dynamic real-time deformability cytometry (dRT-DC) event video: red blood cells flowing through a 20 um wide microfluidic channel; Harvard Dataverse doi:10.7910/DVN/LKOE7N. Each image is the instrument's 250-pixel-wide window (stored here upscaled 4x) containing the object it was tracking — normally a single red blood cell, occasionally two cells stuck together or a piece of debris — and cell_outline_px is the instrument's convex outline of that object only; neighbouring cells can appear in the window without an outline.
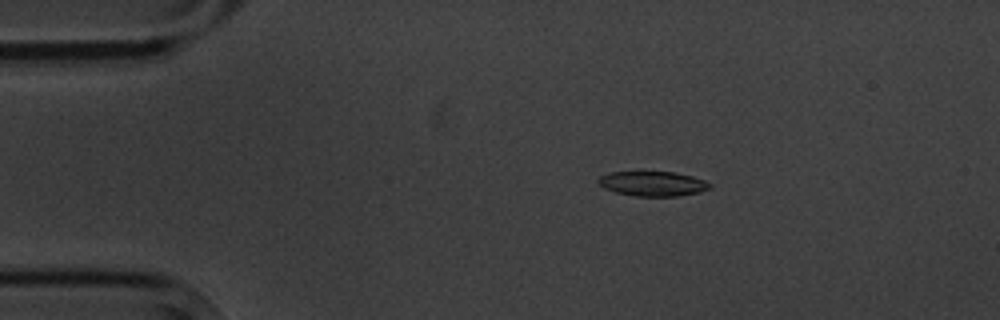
{"species": "common noctule bat (a hibernating species)", "species_latin": "Nyctalus noctula", "temperature_condition": "cold", "stored_images_in_passage": 9, "camera_frame_rate_fps": 3000, "um_per_image_px": 0.085, "animal": {"sex": "male", "body_mass_g": 20.1, "forearm_length_mm": 53.5}, "frame": {"image": 1, "passage_image": 2, "time_ms": 1.0, "image_size_px": [1000, 320], "cell_outline_px": [[712, 188], [700, 192], [676, 196], [636, 196], [616, 192], [604, 188], [596, 180], [600, 176], [612, 172], [676, 172], [692, 176], [704, 180], [712, 184]], "centroid_in_image_um": [55.51, 15.61], "position_along_channel_um": 29.5, "area_um2": 16.07}}
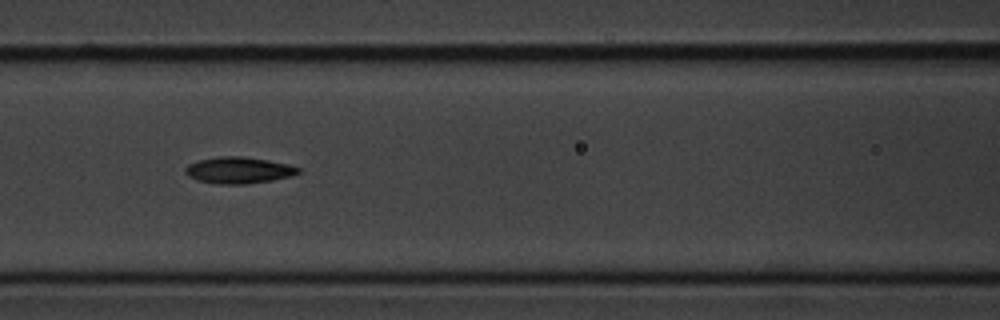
{"frame": {"image": 2, "passage_image": 6, "time_ms": 5.667, "image_size_px": [1000, 320], "cell_outline_px": [[300, 172], [292, 176], [272, 180], [244, 184], [220, 184], [196, 180], [188, 176], [184, 172], [184, 168], [188, 164], [196, 160], [220, 156], [244, 156], [268, 160], [288, 164], [300, 168]], "centroid_in_image_um": [20.25, 14.46], "position_along_channel_um": 146.3, "area_um2": 17.57}}
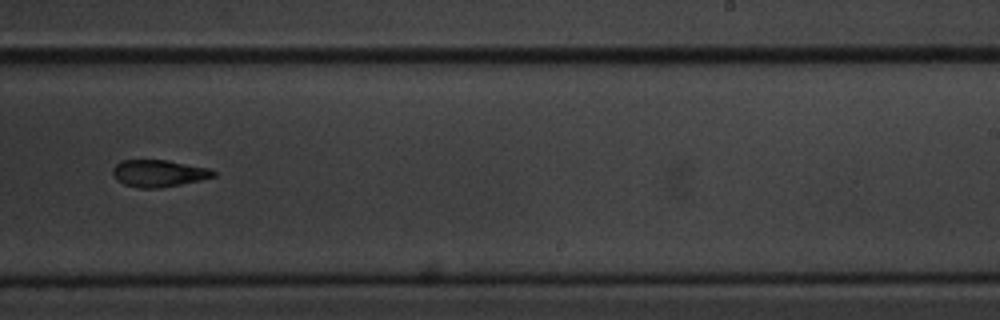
{"frame": {"image": 3, "passage_image": 9, "time_ms": 9.333, "image_size_px": [1000, 320], "cell_outline_px": [[216, 176], [200, 180], [160, 188], [140, 188], [124, 184], [116, 180], [112, 176], [112, 168], [116, 164], [124, 160], [168, 160], [208, 168], [216, 172]], "centroid_in_image_um": [13.46, 14.73], "position_along_channel_um": 275.5, "area_um2": 15.84}}